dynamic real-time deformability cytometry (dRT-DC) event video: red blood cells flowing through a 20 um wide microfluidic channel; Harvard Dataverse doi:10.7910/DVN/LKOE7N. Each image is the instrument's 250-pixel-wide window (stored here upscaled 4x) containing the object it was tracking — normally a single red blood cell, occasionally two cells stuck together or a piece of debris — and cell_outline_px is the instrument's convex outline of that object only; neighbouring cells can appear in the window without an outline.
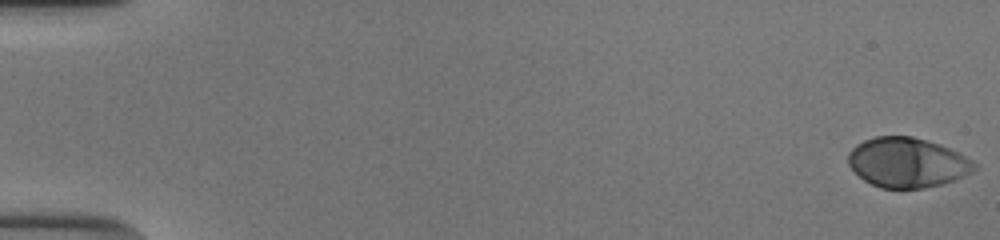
{"species": "human", "species_latin": "Homo sapiens", "temperature_condition": "cold", "stored_images_in_passage": 54, "camera_frame_rate_fps": 3000, "um_per_image_px": 0.085, "donor": {"sex": "male"}, "frame": {"image": 1, "passage_image": 1, "time_ms": 0.0, "image_size_px": [1000, 240], "cell_outline_px": [[976, 168], [972, 172], [956, 180], [944, 184], [924, 188], [880, 188], [864, 180], [848, 164], [848, 152], [856, 144], [864, 140], [876, 136], [912, 136], [940, 144], [972, 160], [976, 164]], "centroid_in_image_um": [77.12, 13.82], "position_along_channel_um": 7.9, "area_um2": 36.59}}
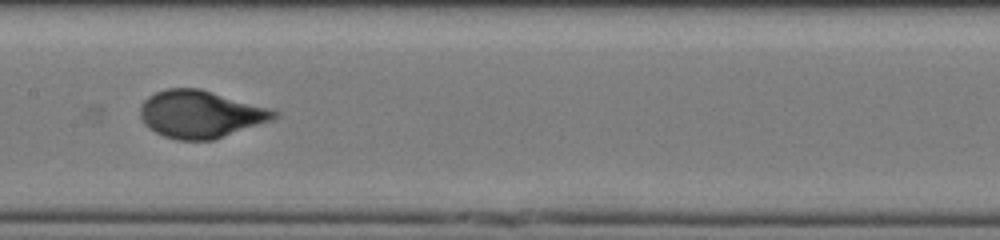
{"frame": {"image": 2, "passage_image": 29, "time_ms": 9.333, "image_size_px": [1000, 240], "cell_outline_px": [[280, 116], [272, 120], [216, 140], [180, 140], [164, 136], [148, 128], [144, 124], [140, 116], [140, 104], [148, 96], [156, 92], [168, 88], [200, 88], [268, 108], [280, 112]], "centroid_in_image_um": [17.04, 9.71], "position_along_channel_um": 190.4, "area_um2": 37.11}}
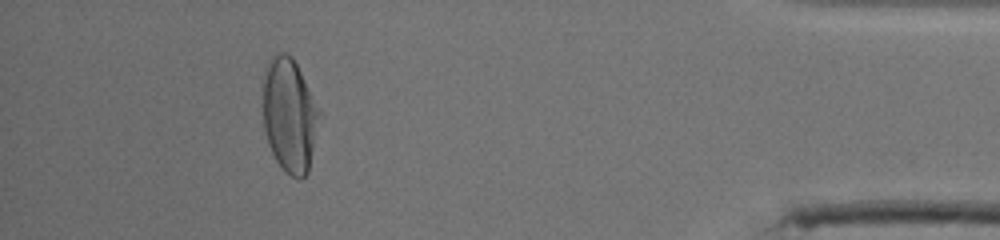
{"frame": {"image": 3, "passage_image": 50, "time_ms": 16.333, "image_size_px": [1000, 240], "cell_outline_px": [[324, 116], [308, 172], [300, 180], [284, 172], [276, 160], [268, 144], [264, 128], [260, 104], [264, 68], [276, 52], [284, 52], [292, 56]], "centroid_in_image_um": [24.62, 9.8], "position_along_channel_um": 410.6, "area_um2": 39.13}, "authors_computed_cell_mechanics": {"area_um2": 36.5585, "velocity_mm_per_s": 3.8392, "shape_relaxation_time_tau1_ms": 3.4015, "shape_relaxation_time_tau2_ms": null, "deformation_change_tau1": 0.1779, "deformation_change_tau2": null}}